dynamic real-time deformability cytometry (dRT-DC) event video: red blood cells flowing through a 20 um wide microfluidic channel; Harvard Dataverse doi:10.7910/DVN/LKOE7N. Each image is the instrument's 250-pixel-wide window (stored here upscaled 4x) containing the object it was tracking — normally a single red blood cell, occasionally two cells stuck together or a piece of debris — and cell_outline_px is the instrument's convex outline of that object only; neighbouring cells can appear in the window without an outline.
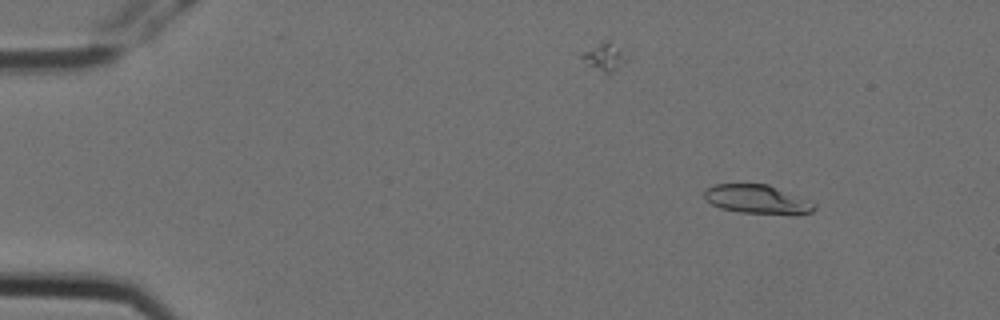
{"species": "Egyptian fruit bat (a non-hibernating species)", "species_latin": "Rousettus aegyptiacus", "temperature_condition": "cold", "stored_images_in_passage": 5, "camera_frame_rate_fps": 3000, "um_per_image_px": 0.085, "animal": {"sex": "female"}, "frame": {"image": 1, "passage_image": 2, "time_ms": 0.333, "image_size_px": [1000, 320], "cell_outline_px": [[816, 208], [812, 212], [740, 212], [720, 208], [712, 204], [704, 196], [704, 188], [716, 184], [768, 184], [816, 204]], "centroid_in_image_um": [64.26, 16.9], "position_along_channel_um": 20.7, "area_um2": 17.63}}